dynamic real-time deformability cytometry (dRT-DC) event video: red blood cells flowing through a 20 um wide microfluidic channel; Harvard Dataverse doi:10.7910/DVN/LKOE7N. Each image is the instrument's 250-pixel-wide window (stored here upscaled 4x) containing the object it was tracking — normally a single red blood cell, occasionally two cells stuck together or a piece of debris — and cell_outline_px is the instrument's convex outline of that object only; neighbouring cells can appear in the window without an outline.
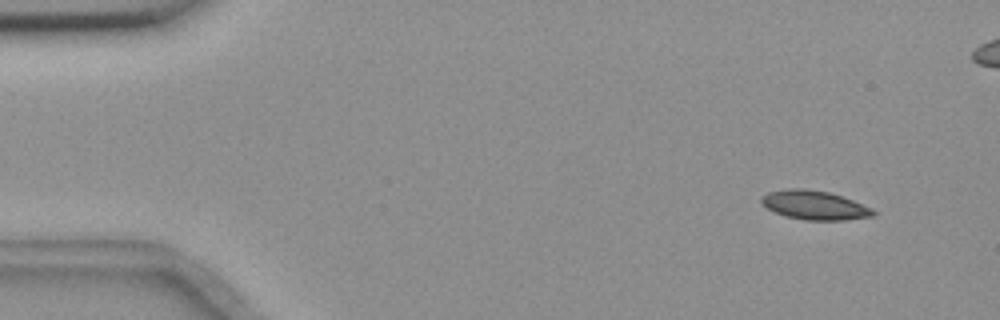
{"species": "common noctule bat (a hibernating species)", "species_latin": "Nyctalus noctula", "temperature_condition": "room temperature", "stored_images_in_passage": 56, "camera_frame_rate_fps": 3000, "um_per_image_px": 0.085, "animal": {"sex": "female", "body_mass_g": 18.4}, "frame": {"image": 1, "passage_image": 4, "time_ms": 1.0, "image_size_px": [1000, 320], "cell_outline_px": [[876, 212], [872, 216], [844, 220], [804, 220], [788, 216], [776, 212], [768, 208], [760, 200], [768, 192], [788, 188], [804, 188], [828, 192], [852, 200], [872, 208]], "centroid_in_image_um": [69.25, 17.43], "position_along_channel_um": 15.8, "area_um2": 18.55}}
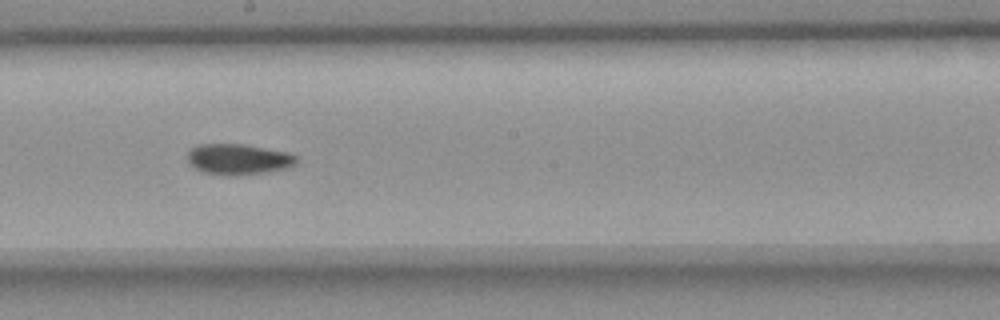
{"frame": {"image": 2, "passage_image": 30, "time_ms": 9.667, "image_size_px": [1000, 320], "cell_outline_px": [[296, 164], [288, 168], [268, 172], [236, 176], [224, 176], [204, 172], [196, 168], [188, 160], [188, 152], [192, 148], [200, 144], [244, 144], [288, 152], [296, 156]], "centroid_in_image_um": [20.29, 13.55], "position_along_channel_um": 227.9, "area_um2": 19.59}}
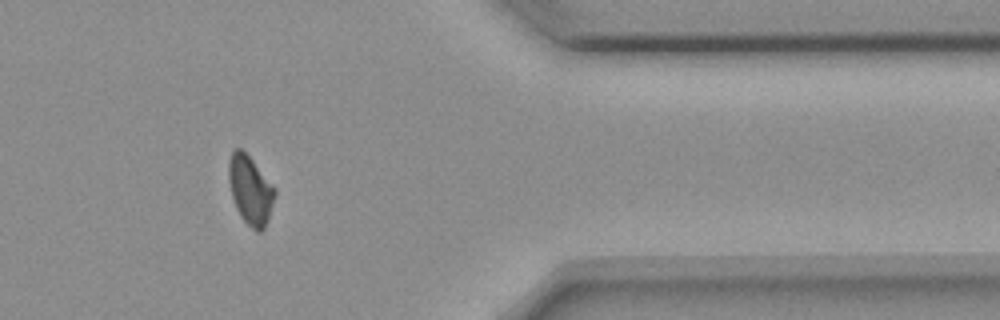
{"frame": {"image": 3, "passage_image": 45, "time_ms": 14.667, "image_size_px": [1000, 320], "cell_outline_px": [[276, 192], [268, 220], [264, 228], [260, 232], [256, 232], [240, 216], [236, 208], [232, 196], [228, 180], [228, 164], [232, 152], [236, 148], [240, 148], [252, 160], [276, 188]], "centroid_in_image_um": [21.28, 16.17], "position_along_channel_um": 390.1, "area_um2": 18.32}, "authors_computed_cell_mechanics": {"area_um2": 18.785, "velocity_mm_per_s": 3.67, "shape_relaxation_time_tau1_ms": 10.6972, "shape_relaxation_time_tau2_ms": 5.0971, "deformation_change_tau1": 0.1584, "deformation_change_tau2": 0.0776}}